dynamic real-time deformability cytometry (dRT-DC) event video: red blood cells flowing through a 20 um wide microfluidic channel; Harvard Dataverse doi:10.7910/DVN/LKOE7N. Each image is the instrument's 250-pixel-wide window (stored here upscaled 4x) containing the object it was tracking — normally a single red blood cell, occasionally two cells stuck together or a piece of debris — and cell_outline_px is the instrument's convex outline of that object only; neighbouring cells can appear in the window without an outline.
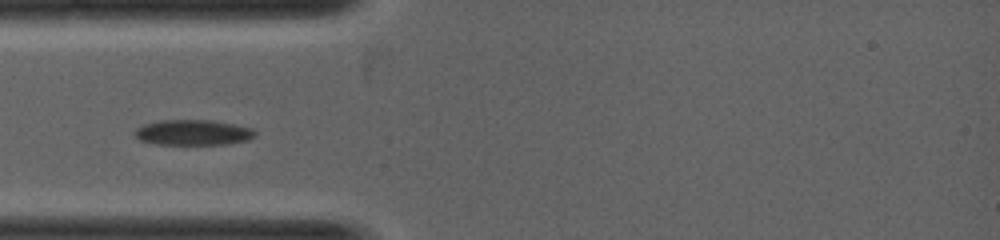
{"species": "common noctule bat (a hibernating species)", "species_latin": "Nyctalus noctula", "temperature_condition": "warm", "stored_images_in_passage": 28, "camera_frame_rate_fps": 5000, "um_per_image_px": 0.085, "animal": {"sex": "female", "body_mass_g": 19.0, "forearm_length_mm": 53.3}, "frame": {"image": 1, "passage_image": 1, "time_ms": 0.0, "image_size_px": [1000, 240], "cell_outline_px": [[256, 136], [248, 140], [224, 144], [156, 144], [140, 140], [132, 132], [136, 128], [144, 124], [156, 120], [212, 120], [236, 124], [252, 128], [256, 132]], "centroid_in_image_um": [16.4, 11.25], "position_along_channel_um": 68.6, "area_um2": 17.98}}
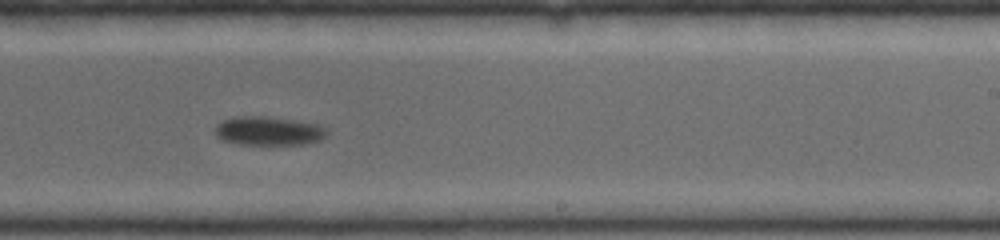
{"frame": {"image": 2, "passage_image": 13, "time_ms": 2.4, "image_size_px": [1000, 240], "cell_outline_px": [[328, 132], [320, 140], [304, 144], [240, 144], [224, 140], [216, 132], [216, 124], [220, 120], [236, 116], [268, 116], [320, 124], [328, 128]], "centroid_in_image_um": [22.87, 11.11], "position_along_channel_um": 266.1, "area_um2": 18.79}}
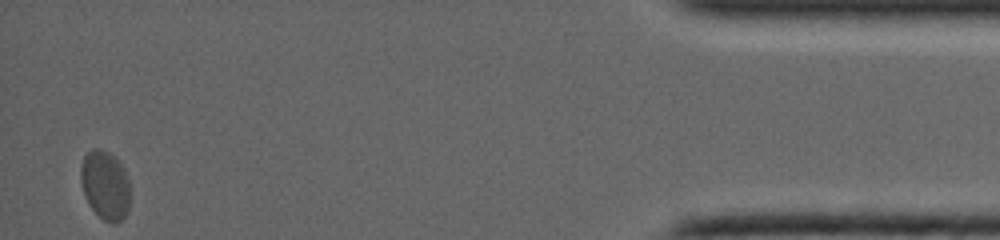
{"frame": {"image": 3, "passage_image": 28, "time_ms": 5.4, "image_size_px": [1000, 240], "cell_outline_px": [[128, 208], [124, 216], [116, 224], [112, 224], [104, 220], [88, 204], [80, 180], [80, 164], [84, 156], [92, 148], [100, 148], [116, 156], [124, 168], [128, 176]], "centroid_in_image_um": [8.92, 15.69], "position_along_channel_um": 426.3, "area_um2": 19.88}}